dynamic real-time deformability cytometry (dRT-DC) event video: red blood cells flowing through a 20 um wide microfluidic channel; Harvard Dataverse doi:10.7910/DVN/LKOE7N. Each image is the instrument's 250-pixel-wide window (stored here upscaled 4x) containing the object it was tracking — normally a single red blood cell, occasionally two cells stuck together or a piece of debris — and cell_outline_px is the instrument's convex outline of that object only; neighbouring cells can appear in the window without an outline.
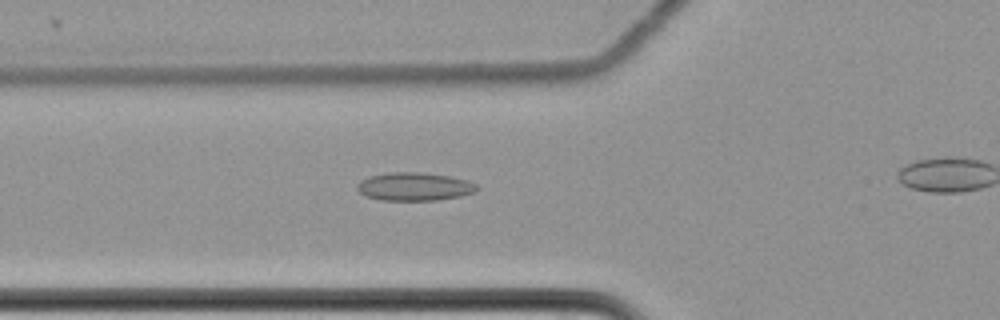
{"species": "common noctule bat (a hibernating species)", "species_latin": "Nyctalus noctula", "temperature_condition": "cold", "stored_images_in_passage": 45, "segment_of_instrument_passage": [1, 2], "camera_frame_rate_fps": 3000, "um_per_image_px": 0.085, "animal": {"sex": "female", "body_mass_g": 22.7, "forearm_length_mm": 54.2}, "frame": {"image": 1, "passage_image": 18, "time_ms": 5.667, "image_size_px": [1000, 320], "cell_outline_px": [[480, 188], [476, 192], [460, 196], [436, 200], [380, 200], [368, 196], [360, 192], [356, 188], [356, 184], [360, 180], [368, 176], [388, 172], [420, 172], [448, 176], [468, 180], [476, 184]], "centroid_in_image_um": [35.22, 15.85], "position_along_channel_um": 90.6, "area_um2": 19.77}}
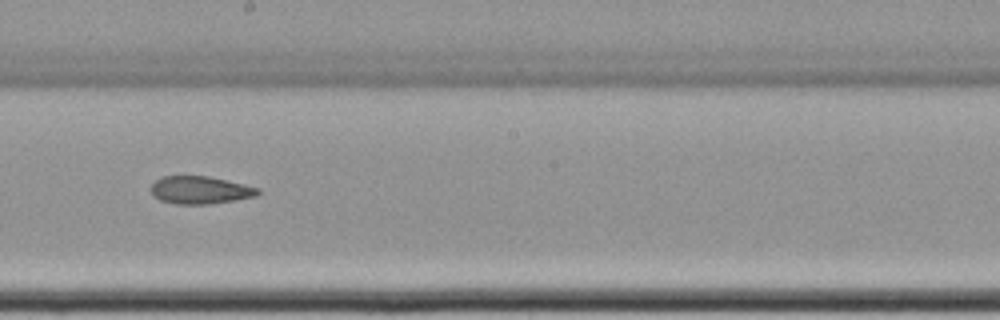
{"frame": {"image": 2, "passage_image": 30, "time_ms": 9.667, "image_size_px": [1000, 320], "cell_outline_px": [[260, 192], [256, 196], [236, 200], [208, 204], [176, 204], [160, 200], [152, 192], [152, 184], [156, 180], [164, 176], [208, 176], [244, 184], [260, 188]], "centroid_in_image_um": [17.05, 16.15], "position_along_channel_um": 231.1, "area_um2": 17.11}}
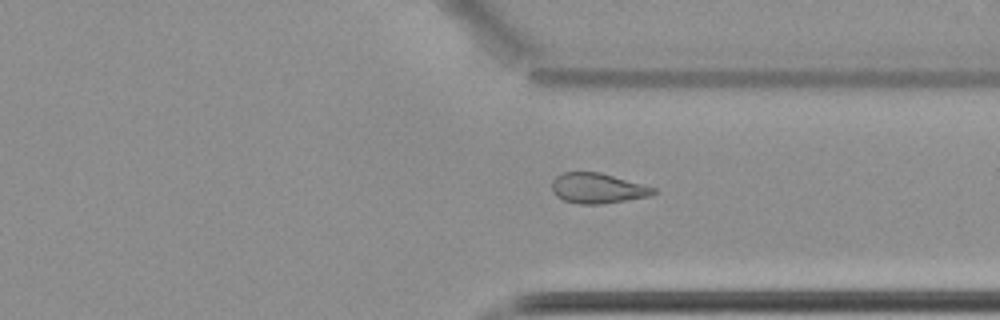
{"frame": {"image": 3, "passage_image": 41, "time_ms": 13.333, "image_size_px": [1000, 320], "cell_outline_px": [[656, 192], [648, 196], [600, 204], [576, 204], [564, 200], [556, 196], [552, 192], [552, 180], [556, 176], [564, 172], [600, 172], [656, 188]], "centroid_in_image_um": [50.74, 16.0], "position_along_channel_um": 360.7, "area_um2": 17.74}}